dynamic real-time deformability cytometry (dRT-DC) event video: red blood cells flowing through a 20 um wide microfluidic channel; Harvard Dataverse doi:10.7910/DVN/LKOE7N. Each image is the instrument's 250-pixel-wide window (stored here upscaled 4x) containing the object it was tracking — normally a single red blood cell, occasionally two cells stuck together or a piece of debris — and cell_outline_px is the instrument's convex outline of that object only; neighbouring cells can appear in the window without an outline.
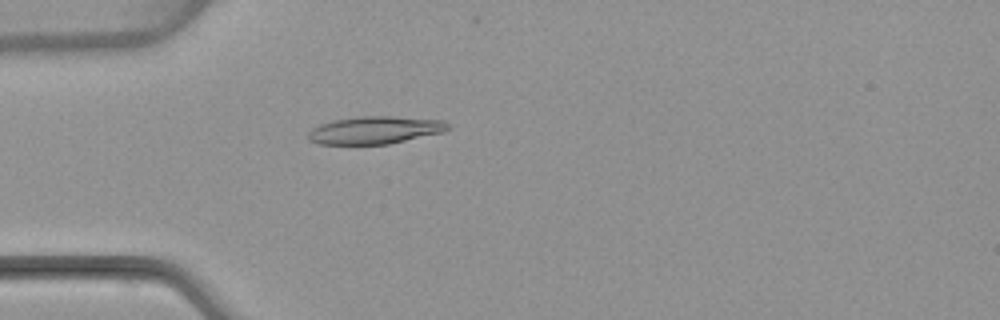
{"species": "common noctule bat (a hibernating species)", "species_latin": "Nyctalus noctula", "temperature_condition": "warm", "stored_images_in_passage": 4, "camera_frame_rate_fps": 3000, "um_per_image_px": 0.085, "animal": {"sex": "female", "body_mass_g": 22.7, "forearm_length_mm": 54.2}, "frame": {"image": 1, "passage_image": 4, "time_ms": 3.667, "image_size_px": [1000, 320], "cell_outline_px": [[448, 128], [444, 132], [388, 144], [320, 144], [308, 140], [308, 132], [312, 128], [320, 124], [332, 120], [360, 116], [392, 116], [444, 120], [448, 124]], "centroid_in_image_um": [31.85, 11.05], "position_along_channel_um": 53.1, "area_um2": 22.48}}